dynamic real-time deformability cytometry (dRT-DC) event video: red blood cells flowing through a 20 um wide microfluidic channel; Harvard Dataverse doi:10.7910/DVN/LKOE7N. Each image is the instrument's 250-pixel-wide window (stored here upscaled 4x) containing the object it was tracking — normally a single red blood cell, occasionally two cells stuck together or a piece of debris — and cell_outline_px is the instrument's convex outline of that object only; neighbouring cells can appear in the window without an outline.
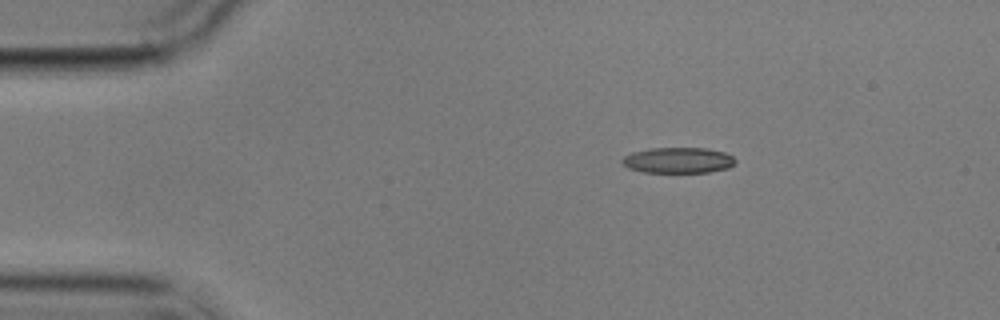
{"species": "common noctule bat (a hibernating species)", "species_latin": "Nyctalus noctula", "temperature_condition": "cold", "stored_images_in_passage": 3, "camera_frame_rate_fps": 3000, "um_per_image_px": 0.085, "animal": {"sex": "male", "body_mass_g": 17.9}, "frame": {"image": 1, "passage_image": 1, "time_ms": 0.0, "image_size_px": [1000, 320], "cell_outline_px": [[736, 164], [728, 168], [708, 172], [640, 172], [628, 168], [620, 160], [624, 156], [632, 152], [648, 148], [708, 148], [724, 152], [732, 156], [736, 160]], "centroid_in_image_um": [57.64, 13.62], "position_along_channel_um": 27.4, "area_um2": 17.11}}